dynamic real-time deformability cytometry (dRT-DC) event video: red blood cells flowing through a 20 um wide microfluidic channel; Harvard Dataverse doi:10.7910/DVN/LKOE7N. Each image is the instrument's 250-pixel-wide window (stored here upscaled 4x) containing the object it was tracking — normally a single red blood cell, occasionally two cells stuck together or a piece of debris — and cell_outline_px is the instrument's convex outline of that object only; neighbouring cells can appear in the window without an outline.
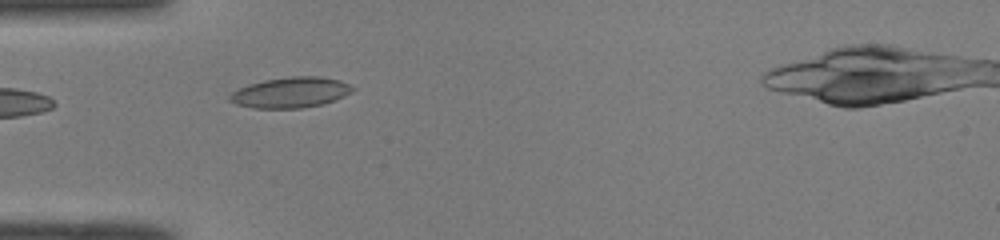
{"species": "common noctule bat (a hibernating species)", "species_latin": "Nyctalus noctula", "temperature_condition": "room temperature", "stored_images_in_passage": 3, "camera_frame_rate_fps": 3000, "um_per_image_px": 0.085, "animal": {"sex": "male", "body_mass_g": 19.0, "forearm_length_mm": 50.8}, "frame": {"image": 1, "passage_image": 1, "time_ms": 0.0, "image_size_px": [1000, 240], "cell_outline_px": [[356, 88], [352, 92], [344, 96], [324, 104], [300, 108], [252, 108], [236, 104], [228, 100], [228, 96], [232, 92], [248, 84], [264, 80], [292, 76], [320, 76], [340, 80]], "centroid_in_image_um": [24.7, 7.86], "position_along_channel_um": 60.3, "area_um2": 21.96}}